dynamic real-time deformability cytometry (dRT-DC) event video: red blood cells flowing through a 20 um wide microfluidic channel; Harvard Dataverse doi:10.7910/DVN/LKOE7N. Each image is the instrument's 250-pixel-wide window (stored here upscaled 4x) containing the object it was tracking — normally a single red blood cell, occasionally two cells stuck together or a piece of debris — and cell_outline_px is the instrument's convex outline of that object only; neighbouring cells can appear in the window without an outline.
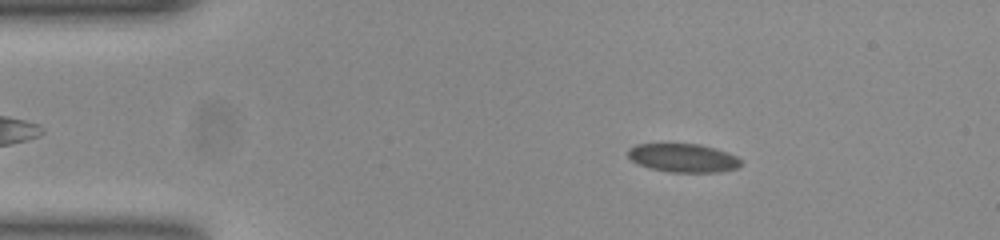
{"species": "common noctule bat (a hibernating species)", "species_latin": "Nyctalus noctula", "temperature_condition": "room temperature", "stored_images_in_passage": 46, "camera_frame_rate_fps": 3000, "um_per_image_px": 0.085, "animal": {"sex": "female", "body_mass_g": 23.0, "forearm_length_mm": 53.4}, "frame": {"image": 1, "passage_image": 1, "time_ms": 0.0, "image_size_px": [1000, 240], "cell_outline_px": [[740, 164], [736, 168], [716, 172], [672, 172], [652, 168], [640, 164], [632, 160], [628, 156], [628, 148], [636, 144], [700, 144], [716, 148], [728, 152], [736, 156], [740, 160]], "centroid_in_image_um": [58.07, 13.41], "position_along_channel_um": 26.9, "area_um2": 18.55}}
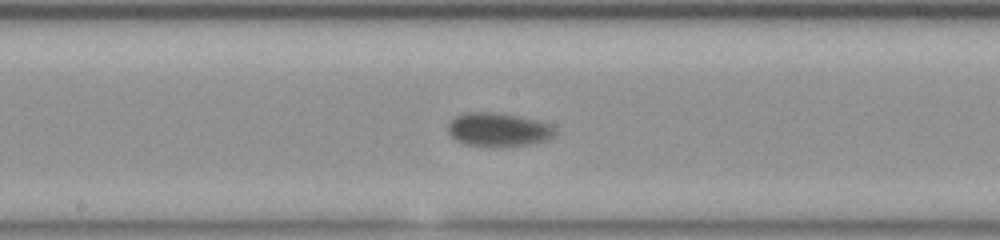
{"frame": {"image": 2, "passage_image": 20, "time_ms": 6.333, "image_size_px": [1000, 240], "cell_outline_px": [[556, 132], [548, 140], [532, 144], [500, 148], [468, 144], [456, 140], [448, 132], [448, 124], [456, 116], [464, 112], [500, 112], [520, 116], [536, 120], [548, 124], [556, 128]], "centroid_in_image_um": [42.38, 11.02], "position_along_channel_um": 205.8, "area_um2": 21.33}}
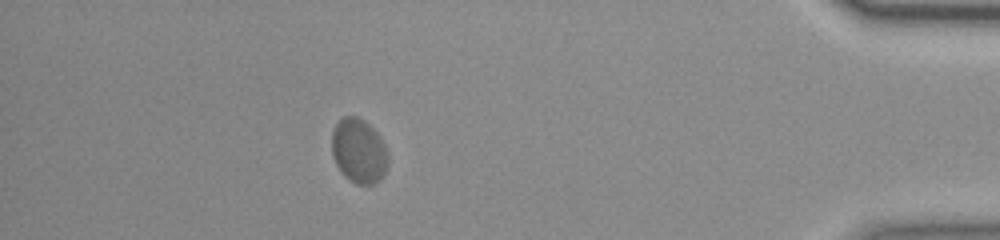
{"frame": {"image": 3, "passage_image": 40, "time_ms": 13.0, "image_size_px": [1000, 240], "cell_outline_px": [[388, 164], [380, 180], [372, 184], [356, 184], [348, 180], [340, 172], [332, 156], [332, 132], [336, 124], [344, 116], [356, 116], [364, 120], [376, 132], [384, 144], [388, 156]], "centroid_in_image_um": [30.48, 12.84], "position_along_channel_um": 404.7, "area_um2": 21.15}, "authors_computed_cell_mechanics": {"area_um2": 20.2878, "velocity_mm_per_s": 3.761, "shape_relaxation_time_tau1_ms": 4.5746, "shape_relaxation_time_tau2_ms": null, "deformation_change_tau1": 0.1202, "deformation_change_tau2": null}}